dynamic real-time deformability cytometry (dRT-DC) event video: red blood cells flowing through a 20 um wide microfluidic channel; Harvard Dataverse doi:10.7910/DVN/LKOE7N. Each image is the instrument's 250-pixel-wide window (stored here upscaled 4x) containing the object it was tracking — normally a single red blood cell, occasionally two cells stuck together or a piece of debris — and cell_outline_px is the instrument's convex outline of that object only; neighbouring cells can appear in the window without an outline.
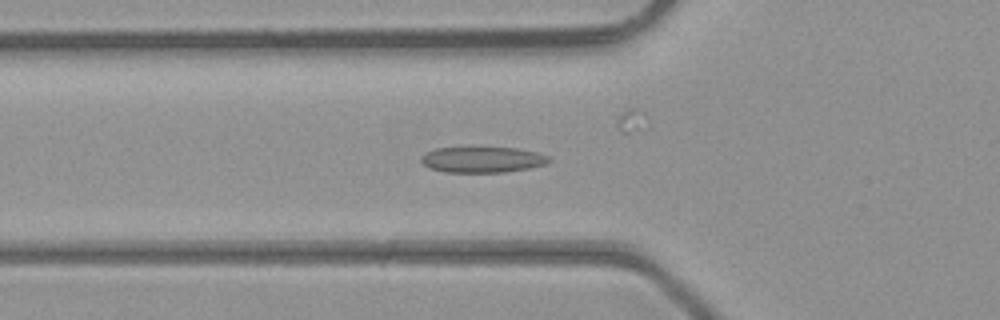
{"species": "common noctule bat (a hibernating species)", "species_latin": "Nyctalus noctula", "temperature_condition": "room temperature", "stored_images_in_passage": 46, "camera_frame_rate_fps": 3000, "um_per_image_px": 0.085, "animal": {"sex": "male", "body_mass_g": 23.1, "forearm_length_mm": 52.7}, "frame": {"image": 1, "passage_image": 15, "time_ms": 4.667, "image_size_px": [1000, 320], "cell_outline_px": [[552, 160], [548, 164], [528, 168], [504, 172], [444, 172], [432, 168], [424, 164], [420, 160], [420, 156], [436, 148], [472, 144], [516, 148], [536, 152], [548, 156]], "centroid_in_image_um": [41.0, 13.51], "position_along_channel_um": 84.8, "area_um2": 20.17}}
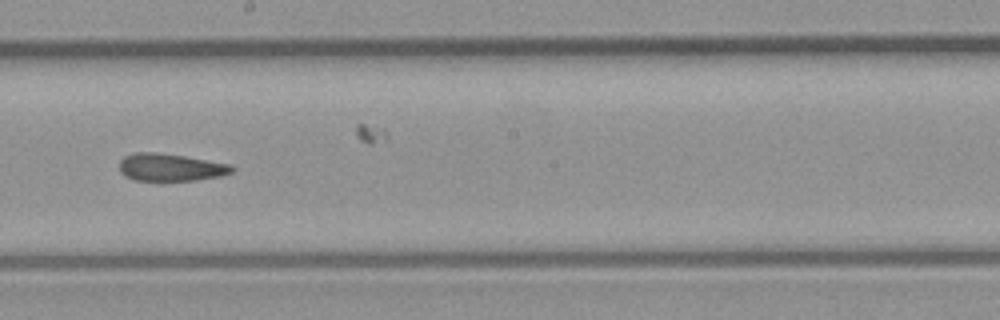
{"frame": {"image": 2, "passage_image": 25, "time_ms": 8.0, "image_size_px": [1000, 320], "cell_outline_px": [[236, 168], [232, 172], [220, 176], [196, 180], [136, 180], [124, 176], [120, 172], [120, 160], [124, 156], [132, 152], [156, 152], [184, 156], [232, 164]], "centroid_in_image_um": [14.5, 14.21], "position_along_channel_um": 233.7, "area_um2": 18.09}}
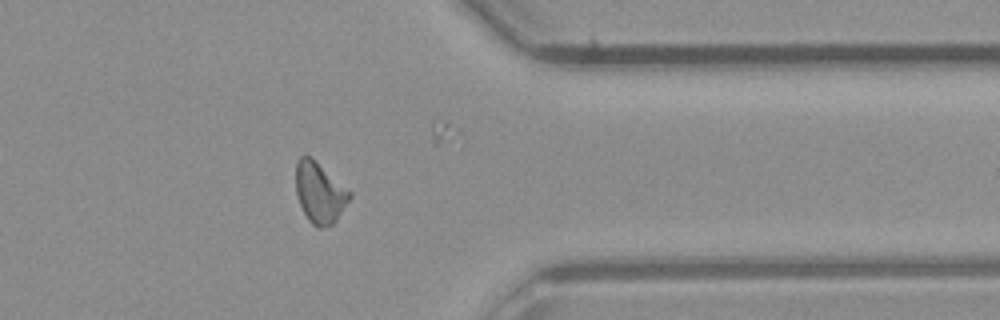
{"frame": {"image": 3, "passage_image": 36, "time_ms": 11.667, "image_size_px": [1000, 320], "cell_outline_px": [[352, 196], [336, 220], [332, 224], [320, 228], [316, 228], [308, 220], [300, 204], [296, 192], [296, 160], [300, 156], [312, 156], [352, 192]], "centroid_in_image_um": [27.18, 16.35], "position_along_channel_um": 384.2, "area_um2": 19.19}, "authors_computed_cell_mechanics": {"area_um2": 18.8717, "velocity_mm_per_s": 4.4317, "shape_relaxation_time_tau1_ms": null, "shape_relaxation_time_tau2_ms": 2.9762, "deformation_change_tau1": null, "deformation_change_tau2": 0.1112}}